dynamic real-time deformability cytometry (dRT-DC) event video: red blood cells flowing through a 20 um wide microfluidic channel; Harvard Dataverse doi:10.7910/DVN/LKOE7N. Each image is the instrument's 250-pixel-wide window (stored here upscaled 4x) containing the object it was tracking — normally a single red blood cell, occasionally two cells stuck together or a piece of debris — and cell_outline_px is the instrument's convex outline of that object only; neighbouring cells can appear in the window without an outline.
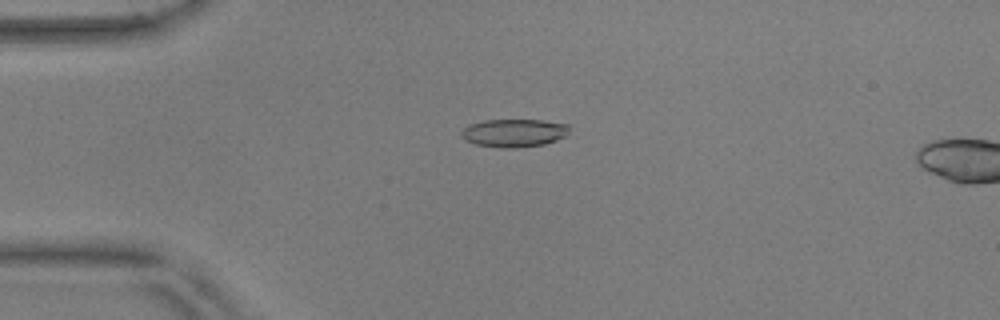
{"species": "common noctule bat (a hibernating species)", "species_latin": "Nyctalus noctula", "temperature_condition": "warm", "stored_images_in_passage": 10, "camera_frame_rate_fps": 3000, "um_per_image_px": 0.085, "animal": {"sex": "male", "body_mass_g": 17.9, "forearm_length_mm": 54.2}, "frame": {"image": 1, "passage_image": 7, "time_ms": 2.0, "image_size_px": [1000, 320], "cell_outline_px": [[568, 136], [544, 144], [516, 148], [500, 148], [476, 144], [464, 140], [460, 136], [460, 132], [468, 124], [484, 120], [544, 120], [568, 124]], "centroid_in_image_um": [43.67, 11.3], "position_along_channel_um": 41.3, "area_um2": 17.86}}